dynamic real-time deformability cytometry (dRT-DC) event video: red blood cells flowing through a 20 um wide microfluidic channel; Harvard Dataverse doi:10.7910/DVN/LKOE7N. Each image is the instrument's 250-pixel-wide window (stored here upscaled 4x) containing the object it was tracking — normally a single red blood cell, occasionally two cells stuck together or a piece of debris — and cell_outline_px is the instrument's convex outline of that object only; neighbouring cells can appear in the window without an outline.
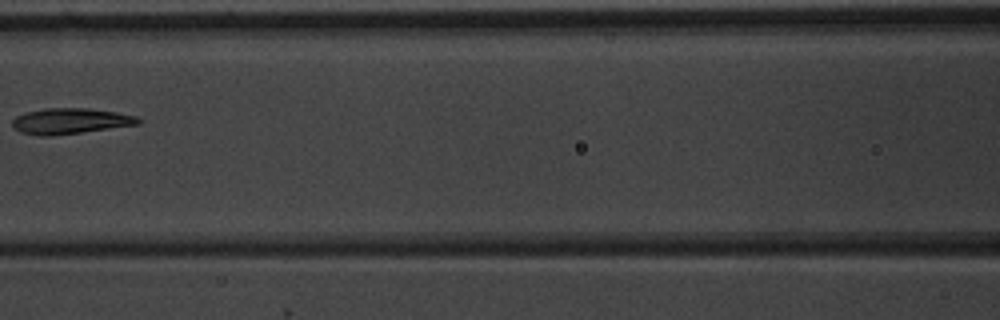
{"species": "common noctule bat (a hibernating species)", "species_latin": "Nyctalus noctula", "temperature_condition": "warm", "stored_images_in_passage": 4, "camera_frame_rate_fps": 3000, "um_per_image_px": 0.085, "animal": {"sex": "male", "body_mass_g": 20.1, "forearm_length_mm": 53.5}, "frame": {"image": 1, "passage_image": 4, "time_ms": 3.333, "image_size_px": [1000, 320], "cell_outline_px": [[144, 120], [140, 124], [52, 136], [40, 136], [20, 132], [12, 128], [12, 120], [16, 116], [24, 112], [44, 108], [88, 108], [116, 112], [136, 116]], "centroid_in_image_um": [5.95, 10.29], "position_along_channel_um": 160.6, "area_um2": 19.07}}